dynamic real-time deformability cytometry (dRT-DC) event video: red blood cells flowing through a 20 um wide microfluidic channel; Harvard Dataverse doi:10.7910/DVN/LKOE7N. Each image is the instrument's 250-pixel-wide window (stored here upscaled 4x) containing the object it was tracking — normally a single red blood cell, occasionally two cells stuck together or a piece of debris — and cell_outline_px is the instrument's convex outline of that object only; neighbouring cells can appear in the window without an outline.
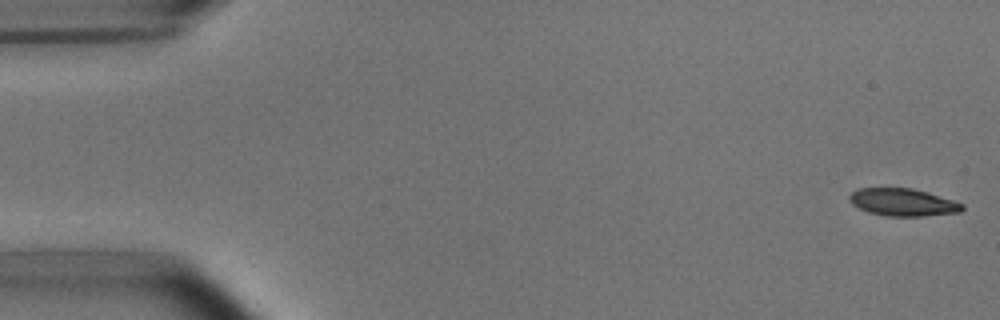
{"species": "common noctule bat (a hibernating species)", "species_latin": "Nyctalus noctula", "temperature_condition": "room temperature", "stored_images_in_passage": 39, "camera_frame_rate_fps": 3000, "um_per_image_px": 0.085, "animal": {"sex": "male", "body_mass_g": 15.6}, "frame": {"image": 1, "passage_image": 1, "time_ms": 0.0, "image_size_px": [1000, 320], "cell_outline_px": [[964, 208], [960, 212], [924, 216], [884, 216], [868, 212], [852, 204], [848, 200], [848, 196], [856, 188], [912, 188], [952, 200], [964, 204]], "centroid_in_image_um": [76.7, 17.19], "position_along_channel_um": 8.3, "area_um2": 18.03}}
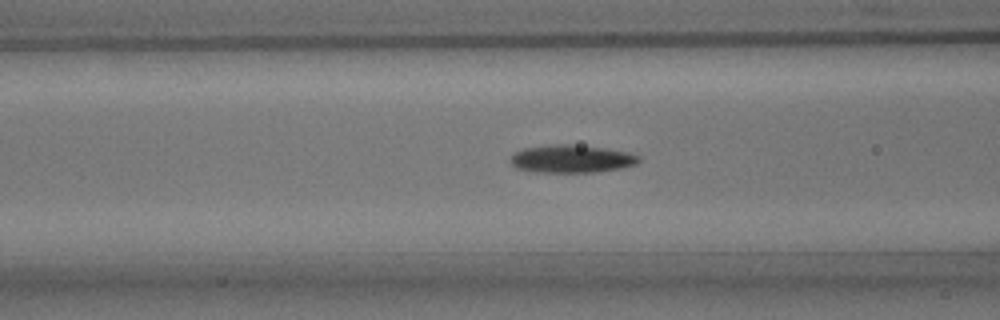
{"frame": {"image": 2, "passage_image": 20, "time_ms": 6.333, "image_size_px": [1000, 320], "cell_outline_px": [[640, 160], [636, 164], [624, 168], [596, 172], [536, 172], [516, 168], [512, 164], [512, 156], [516, 152], [524, 148], [564, 144], [568, 144], [604, 148], [628, 152], [640, 156]], "centroid_in_image_um": [48.64, 13.51], "position_along_channel_um": 118.0, "area_um2": 20.58}}
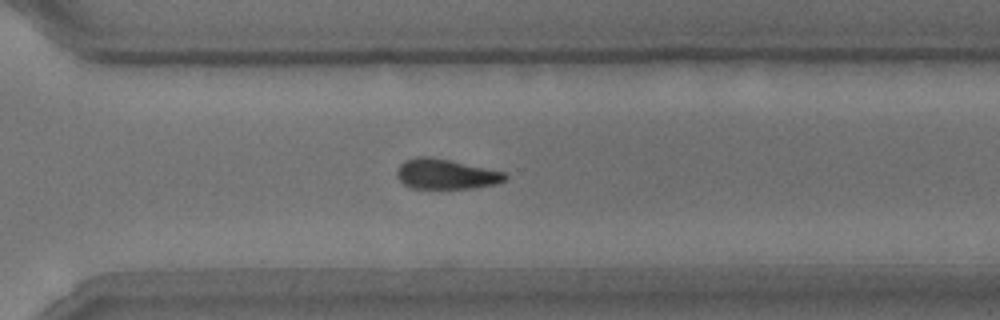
{"frame": {"image": 3, "passage_image": 37, "time_ms": 12.0, "image_size_px": [1000, 320], "cell_outline_px": [[508, 176], [504, 180], [496, 184], [472, 188], [412, 188], [404, 184], [400, 180], [396, 172], [400, 164], [404, 160], [416, 156], [424, 156], [448, 160], [504, 172]], "centroid_in_image_um": [37.87, 14.8], "position_along_channel_um": 332.7, "area_um2": 18.67}}